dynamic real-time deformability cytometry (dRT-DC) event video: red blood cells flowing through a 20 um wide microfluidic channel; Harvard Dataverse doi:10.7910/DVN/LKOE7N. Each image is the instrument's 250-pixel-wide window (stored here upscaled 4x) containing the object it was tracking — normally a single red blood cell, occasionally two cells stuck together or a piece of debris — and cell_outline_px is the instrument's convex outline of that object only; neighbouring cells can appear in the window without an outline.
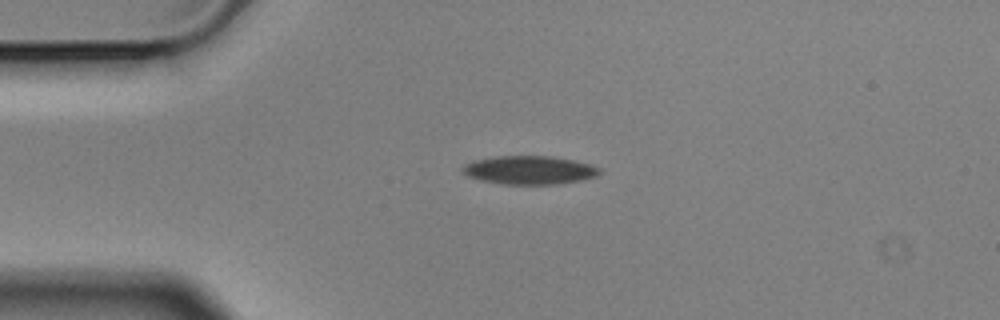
{"species": "Egyptian fruit bat (a non-hibernating species)", "species_latin": "Rousettus aegyptiacus", "temperature_condition": "cold", "stored_images_in_passage": 4, "camera_frame_rate_fps": 3000, "um_per_image_px": 0.085, "animal": {"sex": "male"}, "frame": {"image": 1, "passage_image": 3, "time_ms": 0.667, "image_size_px": [1000, 320], "cell_outline_px": [[600, 172], [596, 176], [584, 180], [556, 184], [504, 184], [484, 180], [468, 176], [460, 172], [460, 168], [464, 164], [472, 160], [496, 156], [552, 156], [572, 160], [588, 164], [600, 168]], "centroid_in_image_um": [44.96, 14.45], "position_along_channel_um": 40.0, "area_um2": 22.72}}